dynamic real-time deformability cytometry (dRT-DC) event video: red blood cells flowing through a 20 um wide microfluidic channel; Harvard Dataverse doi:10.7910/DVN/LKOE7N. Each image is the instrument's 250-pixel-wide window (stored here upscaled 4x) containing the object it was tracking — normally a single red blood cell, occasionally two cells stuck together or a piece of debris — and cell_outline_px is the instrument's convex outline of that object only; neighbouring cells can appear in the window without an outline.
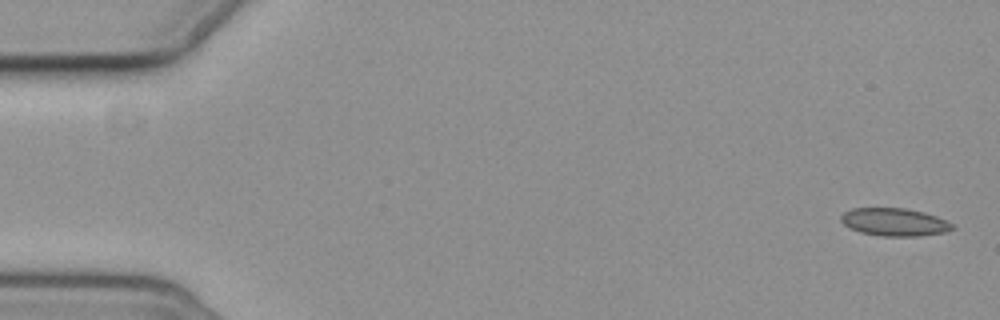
{"species": "common noctule bat (a hibernating species)", "species_latin": "Nyctalus noctula", "temperature_condition": "cold", "stored_images_in_passage": 6, "camera_frame_rate_fps": 3000, "um_per_image_px": 0.085, "animal": {"sex": "female", "body_mass_g": 19.3, "forearm_length_mm": 54.1}, "frame": {"image": 1, "passage_image": 1, "time_ms": 0.0, "image_size_px": [1000, 320], "cell_outline_px": [[956, 228], [944, 232], [920, 236], [880, 236], [860, 232], [848, 228], [840, 220], [840, 216], [844, 212], [852, 208], [904, 208], [924, 212], [936, 216], [952, 224]], "centroid_in_image_um": [75.99, 18.88], "position_along_channel_um": 9.0, "area_um2": 18.09}}
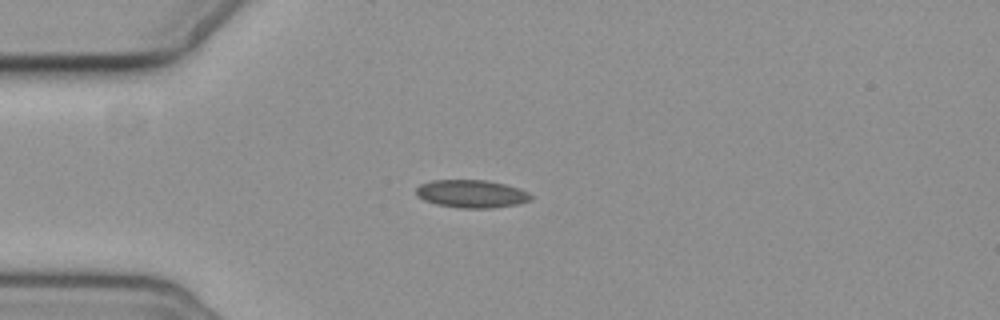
{"frame": {"image": 2, "passage_image": 5, "time_ms": 4.667, "image_size_px": [1000, 320], "cell_outline_px": [[532, 200], [516, 204], [492, 208], [460, 208], [436, 204], [424, 200], [416, 196], [416, 188], [420, 184], [432, 180], [488, 180], [520, 188], [528, 192], [532, 196]], "centroid_in_image_um": [40.07, 16.47], "position_along_channel_um": 44.9, "area_um2": 18.73}}